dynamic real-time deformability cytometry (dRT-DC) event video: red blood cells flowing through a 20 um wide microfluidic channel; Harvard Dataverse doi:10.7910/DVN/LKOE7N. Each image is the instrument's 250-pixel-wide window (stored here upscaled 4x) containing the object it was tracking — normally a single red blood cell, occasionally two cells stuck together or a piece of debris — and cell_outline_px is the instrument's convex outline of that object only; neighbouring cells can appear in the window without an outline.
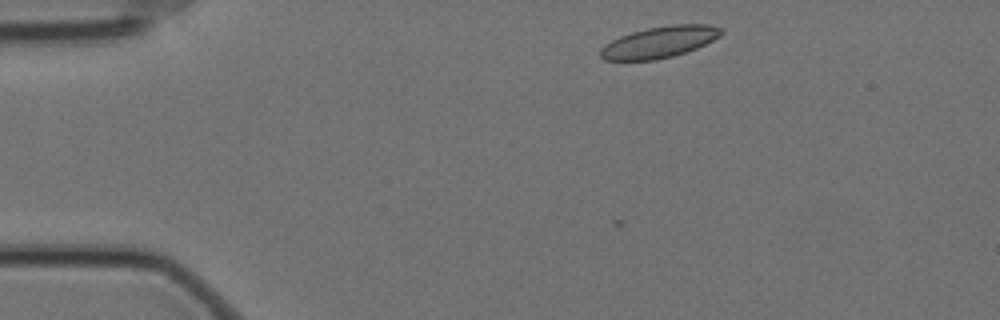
{"species": "Egyptian fruit bat (a non-hibernating species)", "species_latin": "Rousettus aegyptiacus", "temperature_condition": "cold", "stored_images_in_passage": 3, "camera_frame_rate_fps": 3000, "um_per_image_px": 0.085, "animal": {"sex": "female"}, "frame": {"image": 1, "passage_image": 3, "time_ms": 0.667, "image_size_px": [1000, 320], "cell_outline_px": [[724, 32], [720, 36], [696, 48], [672, 56], [656, 60], [604, 60], [600, 56], [600, 48], [612, 40], [620, 36], [632, 32], [648, 28], [672, 24], [708, 24], [720, 28]], "centroid_in_image_um": [56.04, 3.57], "position_along_channel_um": 29.0, "area_um2": 21.91}}